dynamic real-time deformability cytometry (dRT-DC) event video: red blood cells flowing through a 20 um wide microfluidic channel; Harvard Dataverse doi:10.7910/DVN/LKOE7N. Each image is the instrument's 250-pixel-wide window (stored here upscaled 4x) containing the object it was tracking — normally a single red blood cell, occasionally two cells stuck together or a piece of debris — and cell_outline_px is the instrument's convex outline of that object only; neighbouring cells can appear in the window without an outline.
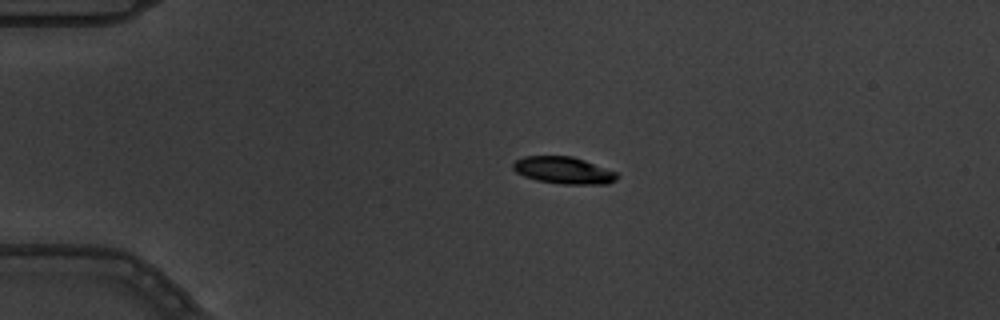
{"species": "common noctule bat (a hibernating species)", "species_latin": "Nyctalus noctula", "temperature_condition": "warm", "stored_images_in_passage": 4, "camera_frame_rate_fps": 3000, "um_per_image_px": 0.085, "animal": {"sex": "male", "body_mass_g": 19.5, "forearm_length_mm": 54.6}, "frame": {"image": 1, "passage_image": 1, "time_ms": 0.0, "image_size_px": [1000, 320], "cell_outline_px": [[620, 176], [616, 180], [608, 184], [564, 184], [536, 180], [524, 176], [516, 172], [512, 168], [512, 164], [516, 160], [524, 156], [572, 156], [584, 160], [616, 172]], "centroid_in_image_um": [47.9, 14.48], "position_along_channel_um": 37.1, "area_um2": 16.36}}
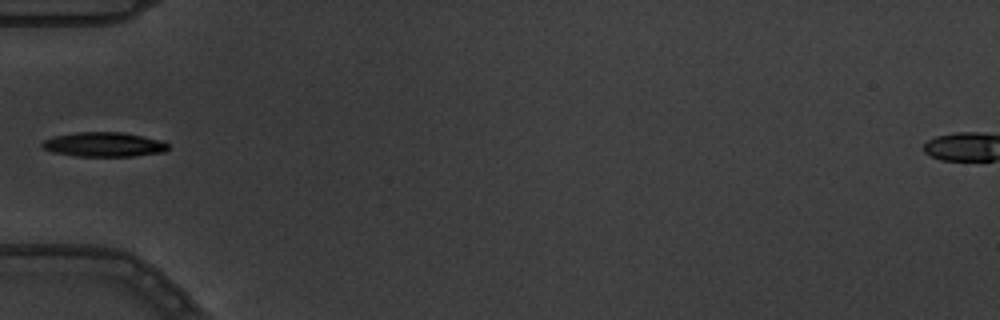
{"frame": {"image": 2, "passage_image": 3, "time_ms": 0.667, "image_size_px": [1000, 320], "cell_outline_px": [[168, 148], [164, 152], [132, 156], [76, 156], [52, 152], [44, 148], [40, 144], [44, 140], [52, 136], [76, 132], [124, 132], [160, 140], [168, 144]], "centroid_in_image_um": [8.8, 12.27], "position_along_channel_um": 76.2, "area_um2": 17.98}}